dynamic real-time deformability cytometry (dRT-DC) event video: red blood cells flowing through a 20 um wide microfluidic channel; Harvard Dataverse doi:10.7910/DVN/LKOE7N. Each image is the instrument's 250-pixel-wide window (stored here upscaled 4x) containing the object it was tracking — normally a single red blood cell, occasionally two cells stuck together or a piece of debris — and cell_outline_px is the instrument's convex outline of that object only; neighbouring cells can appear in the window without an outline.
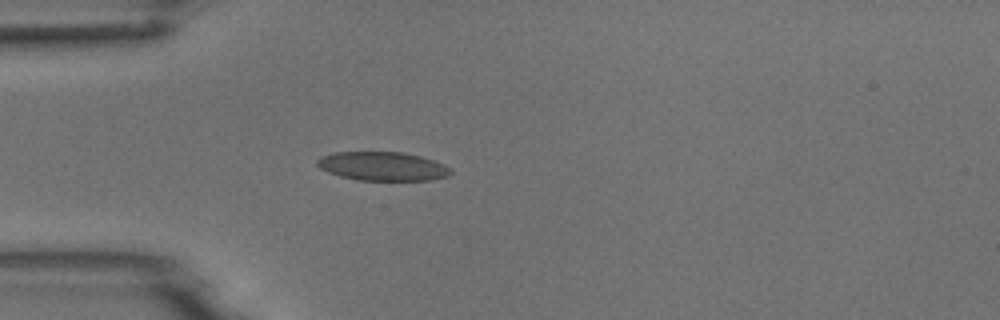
{"species": "common noctule bat (a hibernating species)", "species_latin": "Nyctalus noctula", "temperature_condition": "room temperature", "stored_images_in_passage": 3, "camera_frame_rate_fps": 3000, "um_per_image_px": 0.085, "animal": {"sex": "male", "body_mass_g": 18.8}, "frame": {"image": 1, "passage_image": 3, "time_ms": 3.333, "image_size_px": [1000, 320], "cell_outline_px": [[452, 172], [448, 176], [428, 180], [356, 180], [340, 176], [328, 172], [320, 168], [316, 164], [316, 160], [320, 156], [336, 152], [404, 152], [420, 156], [444, 164], [452, 168]], "centroid_in_image_um": [32.51, 14.13], "position_along_channel_um": 52.5, "area_um2": 22.48}}